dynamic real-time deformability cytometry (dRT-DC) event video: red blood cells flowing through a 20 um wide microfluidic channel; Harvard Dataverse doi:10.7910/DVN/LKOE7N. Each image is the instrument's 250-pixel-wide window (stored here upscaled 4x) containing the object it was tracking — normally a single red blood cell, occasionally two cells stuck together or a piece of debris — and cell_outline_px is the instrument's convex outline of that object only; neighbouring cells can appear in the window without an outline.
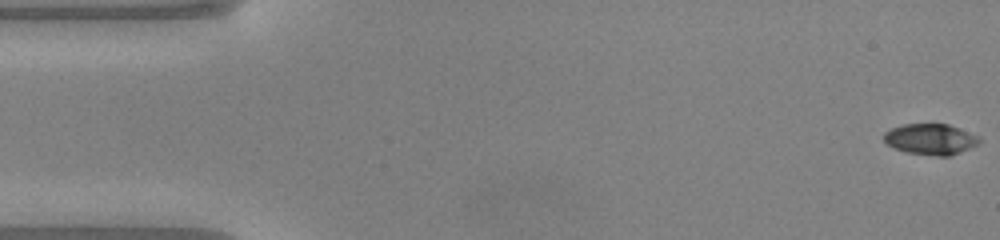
{"species": "common noctule bat (a hibernating species)", "species_latin": "Nyctalus noctula", "temperature_condition": "warm", "stored_images_in_passage": 49, "camera_frame_rate_fps": 3000, "um_per_image_px": 0.085, "animal": {"sex": "male", "body_mass_g": 20.0, "forearm_length_mm": 53.3}, "frame": {"image": 1, "passage_image": 1, "time_ms": 0.0, "image_size_px": [1000, 240], "cell_outline_px": [[980, 144], [960, 152], [948, 156], [936, 156], [908, 152], [896, 148], [888, 144], [884, 140], [884, 132], [892, 128], [904, 124], [948, 124], [980, 136]], "centroid_in_image_um": [79.14, 11.83], "position_along_channel_um": 5.9, "area_um2": 17.05}}
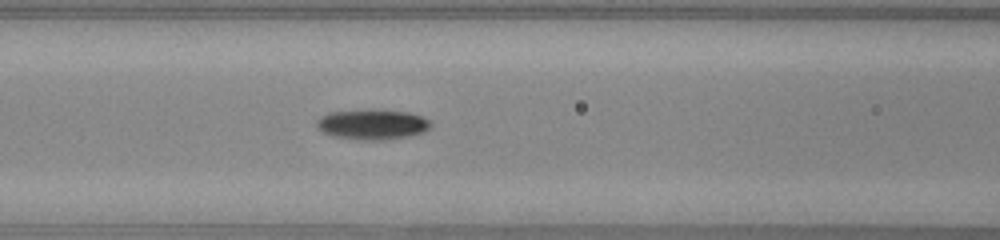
{"frame": {"image": 2, "passage_image": 20, "time_ms": 6.333, "image_size_px": [1000, 240], "cell_outline_px": [[432, 124], [428, 128], [420, 132], [408, 136], [380, 140], [360, 140], [332, 136], [324, 132], [316, 124], [316, 120], [320, 116], [328, 112], [368, 108], [372, 108], [408, 112], [420, 116], [428, 120]], "centroid_in_image_um": [31.59, 10.54], "position_along_channel_um": 135.0, "area_um2": 20.23}}
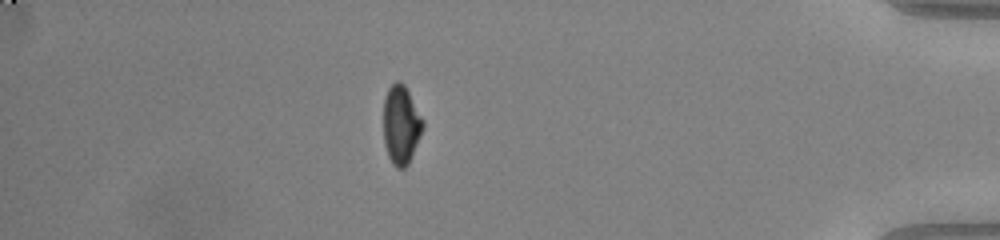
{"frame": {"image": 3, "passage_image": 43, "time_ms": 14.0, "image_size_px": [1000, 240], "cell_outline_px": [[424, 128], [408, 164], [404, 168], [396, 168], [392, 164], [388, 156], [384, 144], [384, 96], [388, 88], [396, 80], [400, 80], [404, 84], [424, 120]], "centroid_in_image_um": [34.09, 10.6], "position_along_channel_um": 401.1, "area_um2": 18.21}, "authors_computed_cell_mechanics": {"area_um2": 18.2648, "velocity_mm_per_s": 4.1078, "shape_relaxation_time_tau1_ms": 2.8776, "shape_relaxation_time_tau2_ms": null, "deformation_change_tau1": 0.1681, "deformation_change_tau2": null}}